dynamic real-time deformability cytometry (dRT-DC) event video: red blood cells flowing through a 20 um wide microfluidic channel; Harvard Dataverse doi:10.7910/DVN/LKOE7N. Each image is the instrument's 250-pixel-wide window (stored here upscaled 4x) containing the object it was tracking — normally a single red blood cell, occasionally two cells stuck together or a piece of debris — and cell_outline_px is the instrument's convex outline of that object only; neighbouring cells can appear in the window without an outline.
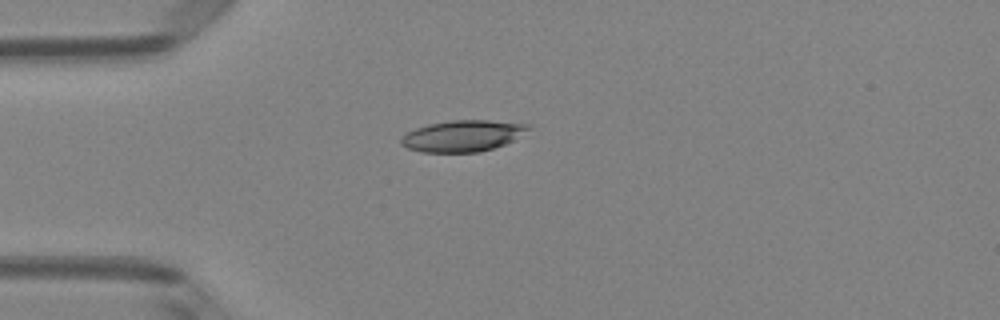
{"species": "Egyptian fruit bat (a non-hibernating species)", "species_latin": "Rousettus aegyptiacus", "temperature_condition": "room temperature", "stored_images_in_passage": 3, "camera_frame_rate_fps": 3000, "um_per_image_px": 0.085, "animal": {"sex": "female"}, "frame": {"image": 1, "passage_image": 3, "time_ms": 0.667, "image_size_px": [1000, 320], "cell_outline_px": [[532, 128], [512, 140], [504, 144], [480, 152], [420, 152], [408, 148], [400, 144], [400, 136], [416, 128], [428, 124], [452, 120], [488, 120], [532, 124]], "centroid_in_image_um": [39.32, 11.54], "position_along_channel_um": 45.7, "area_um2": 23.24}}